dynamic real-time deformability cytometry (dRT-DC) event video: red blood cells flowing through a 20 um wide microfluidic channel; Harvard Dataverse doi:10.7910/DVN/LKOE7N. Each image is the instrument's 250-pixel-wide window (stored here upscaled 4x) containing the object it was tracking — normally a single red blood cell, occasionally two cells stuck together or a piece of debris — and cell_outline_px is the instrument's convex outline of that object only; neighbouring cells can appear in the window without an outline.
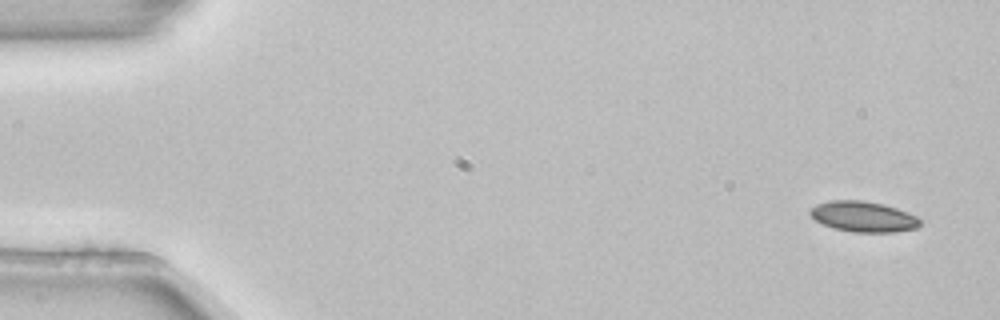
{"species": "common noctule bat (a hibernating species)", "species_latin": "Nyctalus noctula", "temperature_condition": "room temperature", "stored_images_in_passage": 5, "camera_frame_rate_fps": 3000, "um_per_image_px": 0.085, "animal": {"sex": "female", "body_mass_g": 22.7, "forearm_length_mm": 54.2}, "frame": {"image": 1, "passage_image": 1, "time_ms": 0.0, "image_size_px": [1000, 320], "cell_outline_px": [[920, 224], [916, 228], [896, 232], [852, 232], [836, 228], [824, 224], [816, 220], [808, 212], [816, 204], [828, 200], [860, 200], [884, 204], [908, 212], [916, 216], [920, 220]], "centroid_in_image_um": [73.39, 18.4], "position_along_channel_um": 11.6, "area_um2": 19.48}}